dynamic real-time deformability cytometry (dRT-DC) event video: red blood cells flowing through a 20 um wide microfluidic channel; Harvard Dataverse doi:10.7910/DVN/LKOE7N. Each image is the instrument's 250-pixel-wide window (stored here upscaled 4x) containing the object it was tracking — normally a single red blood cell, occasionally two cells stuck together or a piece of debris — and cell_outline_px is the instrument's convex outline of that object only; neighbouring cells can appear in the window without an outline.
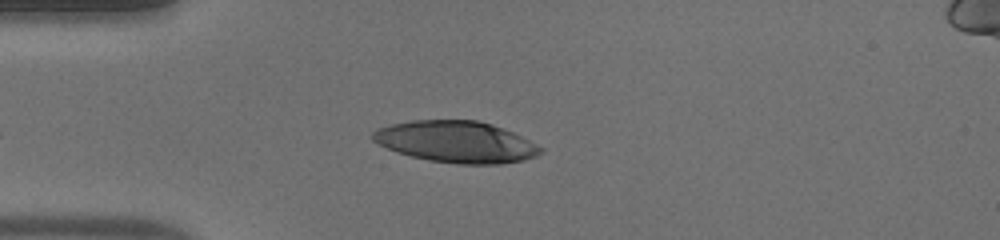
{"species": "human", "species_latin": "Homo sapiens", "temperature_condition": "warm", "stored_images_in_passage": 29, "camera_frame_rate_fps": 3000, "um_per_image_px": 0.085, "donor": {"sex": "male"}, "frame": {"image": 1, "passage_image": 3, "time_ms": 0.667, "image_size_px": [1000, 240], "cell_outline_px": [[544, 152], [536, 156], [524, 160], [500, 164], [456, 164], [428, 160], [396, 152], [372, 140], [372, 132], [380, 128], [392, 124], [412, 120], [476, 120], [492, 124], [512, 132], [544, 148]], "centroid_in_image_um": [38.8, 12.06], "position_along_channel_um": 46.2, "area_um2": 40.46}}
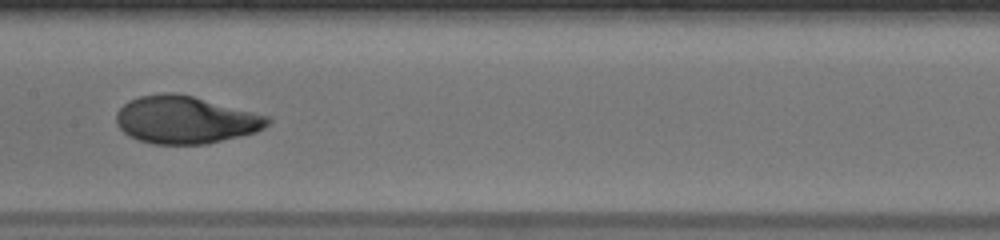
{"frame": {"image": 2, "passage_image": 15, "time_ms": 4.667, "image_size_px": [1000, 240], "cell_outline_px": [[272, 120], [264, 128], [256, 132], [208, 144], [152, 144], [136, 140], [128, 136], [116, 124], [116, 112], [128, 100], [140, 96], [160, 92], [176, 92], [272, 116]], "centroid_in_image_um": [15.76, 10.18], "position_along_channel_um": 191.6, "area_um2": 42.43}}
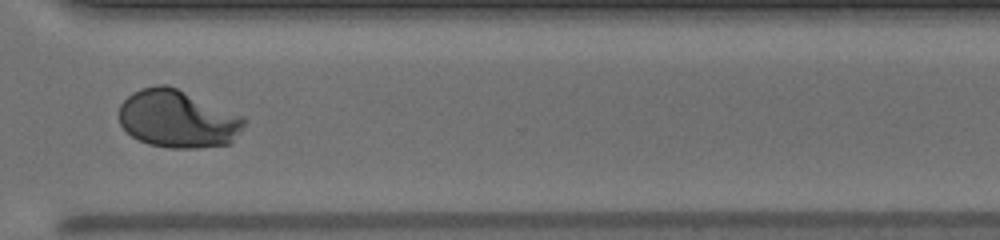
{"frame": {"image": 3, "passage_image": 27, "time_ms": 8.667, "image_size_px": [1000, 240], "cell_outline_px": [[244, 124], [232, 144], [200, 148], [168, 148], [148, 144], [132, 136], [120, 124], [120, 104], [132, 92], [140, 88], [160, 84], [168, 84], [244, 116]], "centroid_in_image_um": [15.11, 10.11], "position_along_channel_um": 355.5, "area_um2": 42.25}, "authors_computed_cell_mechanics": {"area_um2": 41.5004, "velocity_mm_per_s": 4.0944, "shape_relaxation_time_tau1_ms": 5.7811, "shape_relaxation_time_tau2_ms": null, "deformation_change_tau1": 0.2958, "deformation_change_tau2": null}}